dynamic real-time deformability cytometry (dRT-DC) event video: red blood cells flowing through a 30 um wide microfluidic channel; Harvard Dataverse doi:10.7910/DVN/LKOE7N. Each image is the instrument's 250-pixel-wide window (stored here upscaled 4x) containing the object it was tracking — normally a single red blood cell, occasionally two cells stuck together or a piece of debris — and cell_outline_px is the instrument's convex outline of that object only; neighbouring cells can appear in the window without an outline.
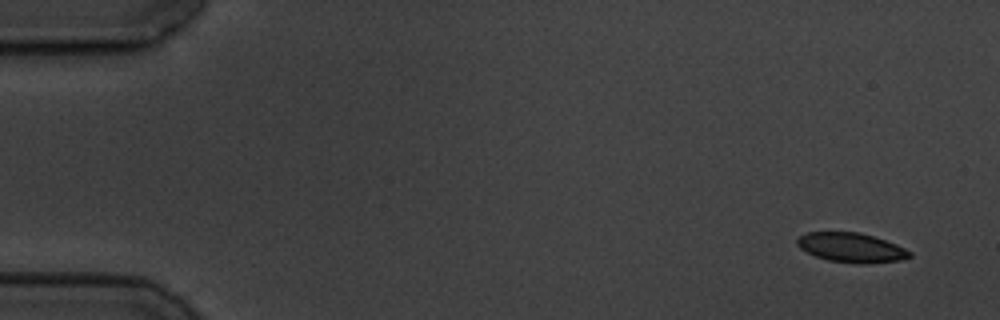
{"species": "common noctule bat (a hibernating species)", "species_latin": "Nyctalus noctula", "temperature_condition": "cold", "stored_images_in_passage": 4, "camera_frame_rate_fps": 3000, "um_per_image_px": 0.085, "animal": {"sex": "male", "body_mass_g": 19.5, "forearm_length_mm": 54.6}, "frame": {"image": 1, "passage_image": 1, "time_ms": 0.0, "image_size_px": [1000, 320], "cell_outline_px": [[912, 256], [900, 260], [864, 264], [856, 264], [828, 260], [816, 256], [800, 248], [796, 244], [796, 240], [800, 236], [808, 232], [860, 232], [896, 244], [912, 252]], "centroid_in_image_um": [72.36, 21.05], "position_along_channel_um": 12.6, "area_um2": 19.25}}